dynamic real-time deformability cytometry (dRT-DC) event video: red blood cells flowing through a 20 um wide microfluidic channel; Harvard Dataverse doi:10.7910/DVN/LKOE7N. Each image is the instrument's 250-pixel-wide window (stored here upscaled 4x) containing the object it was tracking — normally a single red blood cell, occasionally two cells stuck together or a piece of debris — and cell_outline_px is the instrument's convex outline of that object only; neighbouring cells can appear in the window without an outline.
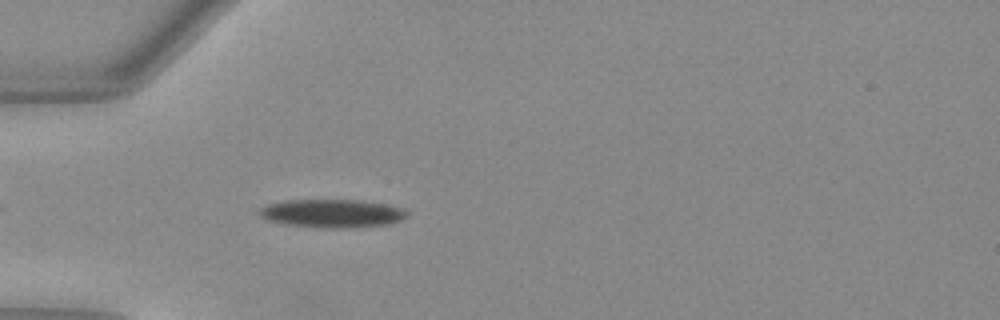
{"species": "Egyptian fruit bat (a non-hibernating species)", "species_latin": "Rousettus aegyptiacus", "temperature_condition": "warm", "stored_images_in_passage": 7, "camera_frame_rate_fps": 3000, "um_per_image_px": 0.085, "animal": {"sex": "female"}, "frame": {"image": 1, "passage_image": 4, "time_ms": 1.0, "image_size_px": [1000, 320], "cell_outline_px": [[408, 216], [400, 220], [388, 224], [348, 228], [324, 228], [288, 224], [268, 220], [260, 216], [260, 208], [268, 204], [284, 200], [360, 200], [384, 204], [400, 208], [408, 212]], "centroid_in_image_um": [28.23, 18.14], "position_along_channel_um": 56.8, "area_um2": 24.1}}